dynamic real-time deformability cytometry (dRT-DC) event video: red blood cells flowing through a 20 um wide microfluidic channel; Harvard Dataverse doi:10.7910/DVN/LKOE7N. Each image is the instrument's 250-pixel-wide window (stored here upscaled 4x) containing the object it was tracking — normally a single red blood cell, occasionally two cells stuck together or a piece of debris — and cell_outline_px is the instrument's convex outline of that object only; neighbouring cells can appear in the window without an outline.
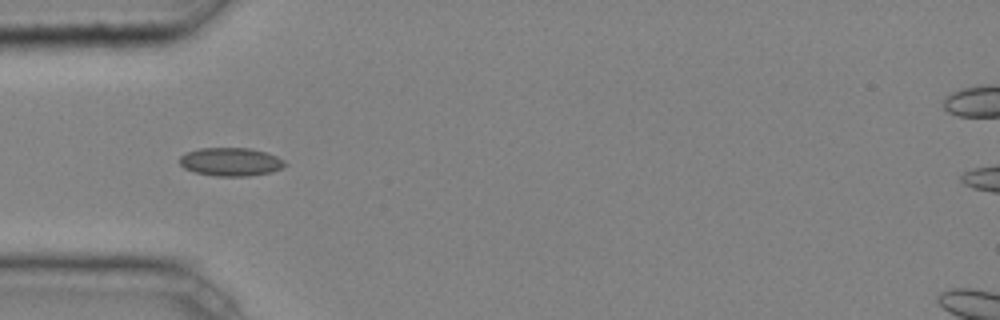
{"species": "common noctule bat (a hibernating species)", "species_latin": "Nyctalus noctula", "temperature_condition": "cold", "stored_images_in_passage": 6, "camera_frame_rate_fps": 3000, "um_per_image_px": 0.085, "animal": {"sex": "male", "body_mass_g": 20.4}, "frame": {"image": 1, "passage_image": 4, "time_ms": 1.0, "image_size_px": [1000, 320], "cell_outline_px": [[288, 164], [272, 172], [248, 176], [216, 176], [196, 172], [184, 168], [180, 164], [180, 156], [188, 152], [200, 148], [252, 148], [276, 156], [284, 160]], "centroid_in_image_um": [19.63, 13.75], "position_along_channel_um": 65.4, "area_um2": 17.28}}
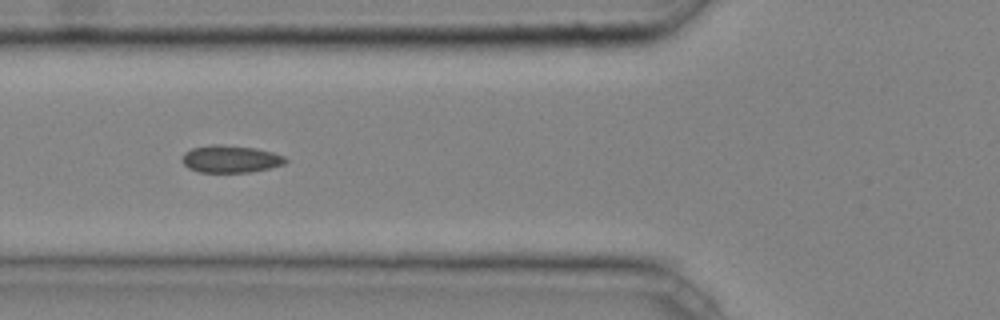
{"frame": {"image": 2, "passage_image": 5, "time_ms": 1.333, "image_size_px": [1000, 320], "cell_outline_px": [[288, 160], [284, 164], [252, 172], [200, 172], [188, 168], [180, 160], [180, 156], [184, 152], [192, 148], [212, 144], [220, 144], [256, 148], [272, 152], [284, 156]], "centroid_in_image_um": [19.55, 13.51], "position_along_channel_um": 106.2, "area_um2": 16.59}}
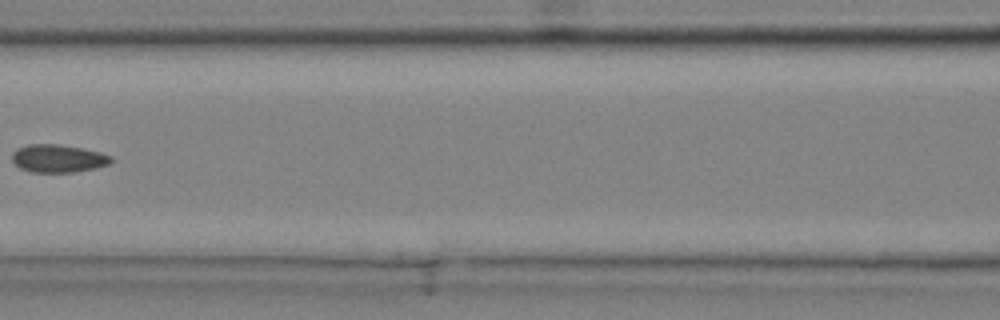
{"frame": {"image": 3, "passage_image": 6, "time_ms": 1.667, "image_size_px": [1000, 320], "cell_outline_px": [[116, 160], [108, 164], [96, 168], [72, 172], [32, 172], [20, 168], [12, 160], [12, 152], [16, 148], [28, 144], [56, 144], [80, 148], [100, 152], [112, 156]], "centroid_in_image_um": [4.95, 13.46], "position_along_channel_um": 161.7, "area_um2": 16.13}}